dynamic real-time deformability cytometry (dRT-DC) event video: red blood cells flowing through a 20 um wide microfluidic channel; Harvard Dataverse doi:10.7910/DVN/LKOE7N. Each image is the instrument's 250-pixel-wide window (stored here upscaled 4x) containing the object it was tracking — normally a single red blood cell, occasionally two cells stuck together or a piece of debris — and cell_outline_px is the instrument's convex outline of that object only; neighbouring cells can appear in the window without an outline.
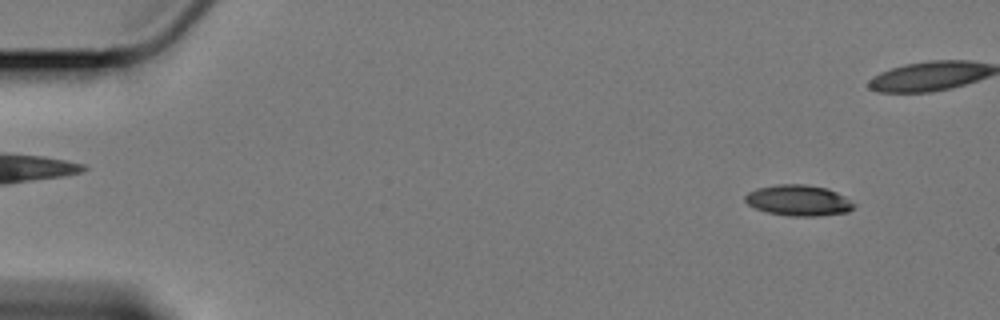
{"species": "Egyptian fruit bat (a non-hibernating species)", "species_latin": "Rousettus aegyptiacus", "temperature_condition": "cold", "stored_images_in_passage": 51, "camera_frame_rate_fps": 3000, "um_per_image_px": 0.085, "animal": {"sex": "female"}, "frame": {"image": 1, "passage_image": 5, "time_ms": 1.333, "image_size_px": [1000, 320], "cell_outline_px": [[856, 204], [848, 212], [820, 216], [788, 216], [768, 212], [756, 208], [748, 204], [744, 200], [744, 196], [748, 192], [756, 188], [776, 184], [804, 184], [828, 188], [844, 196]], "centroid_in_image_um": [67.87, 17.03], "position_along_channel_um": 17.1, "area_um2": 19.65}}
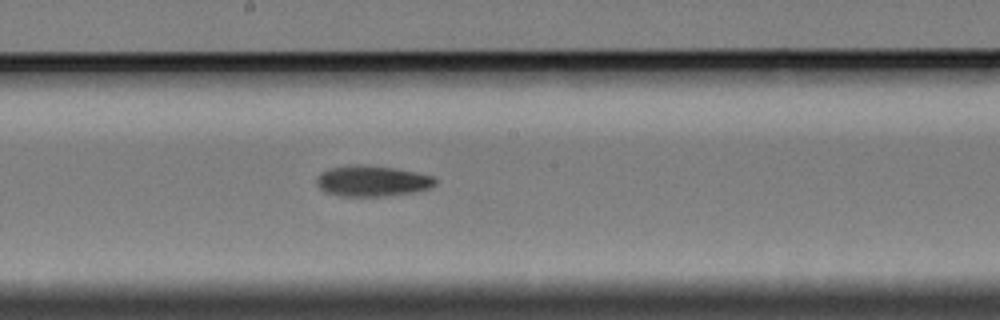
{"frame": {"image": 2, "passage_image": 32, "time_ms": 10.333, "image_size_px": [1000, 320], "cell_outline_px": [[436, 184], [428, 188], [412, 192], [388, 196], [340, 196], [324, 192], [316, 184], [316, 180], [320, 172], [332, 168], [348, 164], [360, 164], [396, 168], [436, 176]], "centroid_in_image_um": [31.62, 15.37], "position_along_channel_um": 216.6, "area_um2": 21.5}}
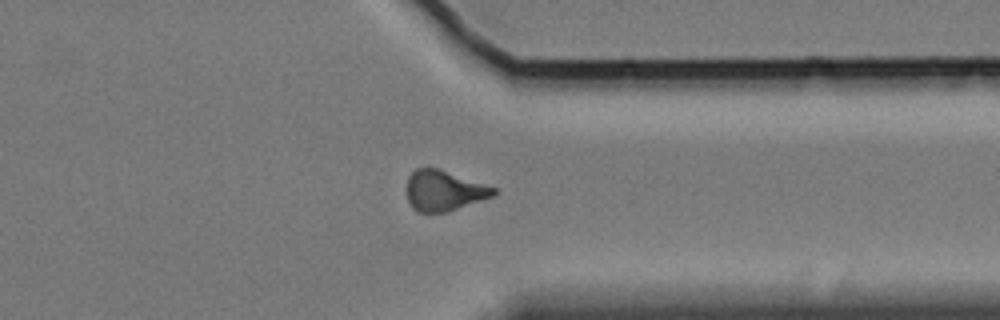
{"frame": {"image": 3, "passage_image": 46, "time_ms": 15.0, "image_size_px": [1000, 320], "cell_outline_px": [[496, 192], [492, 196], [448, 212], [416, 212], [412, 208], [408, 200], [404, 188], [408, 176], [416, 168], [440, 168], [496, 188]], "centroid_in_image_um": [37.67, 16.2], "position_along_channel_um": 373.7, "area_um2": 20.69}}